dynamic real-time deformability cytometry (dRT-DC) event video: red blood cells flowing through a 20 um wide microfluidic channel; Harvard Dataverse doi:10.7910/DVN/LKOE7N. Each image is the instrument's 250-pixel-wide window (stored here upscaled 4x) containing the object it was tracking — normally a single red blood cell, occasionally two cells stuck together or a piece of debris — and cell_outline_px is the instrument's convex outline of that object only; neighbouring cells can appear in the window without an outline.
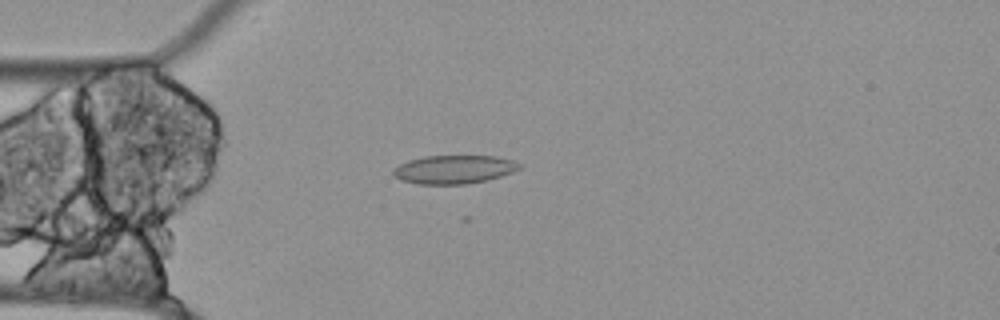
{"species": "Egyptian fruit bat (a non-hibernating species)", "species_latin": "Rousettus aegyptiacus", "temperature_condition": "cold", "stored_images_in_passage": 43, "camera_frame_rate_fps": 3000, "um_per_image_px": 0.085, "animal": {"sex": "female"}, "frame": {"image": 1, "passage_image": 12, "time_ms": 3.667, "image_size_px": [1000, 320], "cell_outline_px": [[520, 168], [512, 172], [500, 176], [484, 180], [464, 184], [420, 184], [404, 180], [396, 176], [392, 172], [400, 164], [408, 160], [424, 156], [496, 156], [512, 160], [520, 164]], "centroid_in_image_um": [38.6, 14.39], "position_along_channel_um": 46.4, "area_um2": 20.52}}
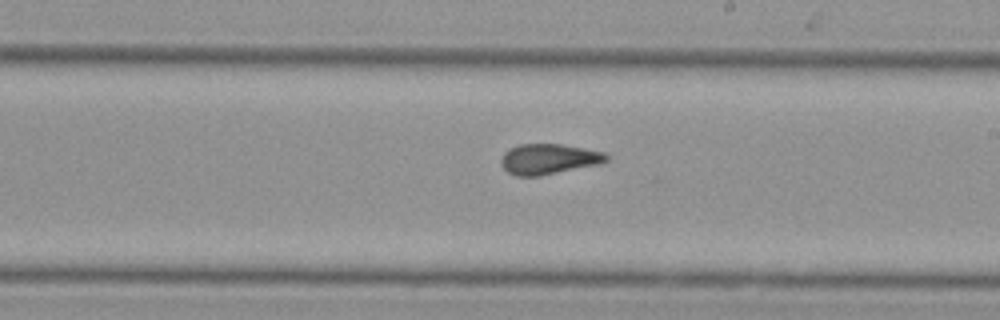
{"frame": {"image": 2, "passage_image": 29, "time_ms": 9.333, "image_size_px": [1000, 320], "cell_outline_px": [[608, 160], [600, 164], [540, 176], [516, 176], [508, 172], [500, 164], [500, 160], [504, 152], [508, 148], [520, 144], [560, 144], [604, 152], [608, 156]], "centroid_in_image_um": [46.61, 13.52], "position_along_channel_um": 242.4, "area_um2": 18.73}}
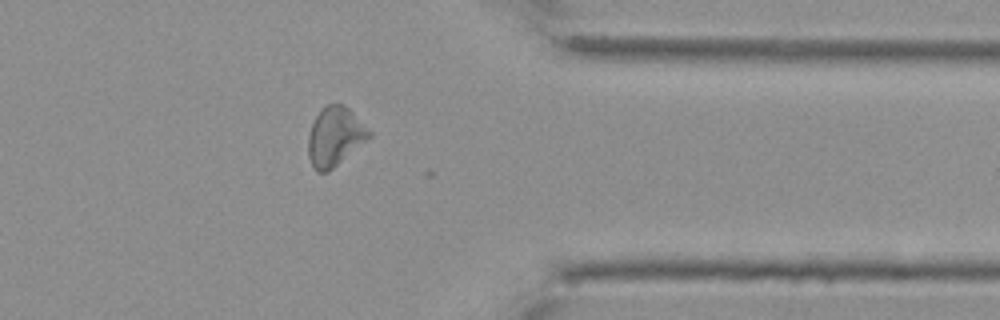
{"frame": {"image": 3, "passage_image": 42, "time_ms": 13.667, "image_size_px": [1000, 320], "cell_outline_px": [[372, 136], [328, 172], [316, 172], [308, 156], [308, 136], [312, 124], [316, 116], [328, 104], [344, 104], [372, 132]], "centroid_in_image_um": [28.47, 11.62], "position_along_channel_um": 382.9, "area_um2": 20.69}, "authors_computed_cell_mechanics": {"area_um2": 19.7676, "velocity_mm_per_s": 3.4828, "shape_relaxation_time_tau1_ms": null, "shape_relaxation_time_tau2_ms": 5.0959, "deformation_change_tau1": null, "deformation_change_tau2": 0.1462}}